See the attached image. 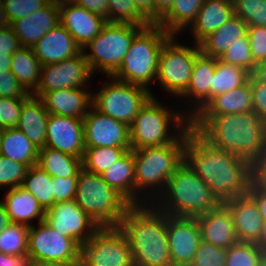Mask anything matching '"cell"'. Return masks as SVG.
Wrapping results in <instances>:
<instances>
[{"label":"cell","instance_id":"obj_1","mask_svg":"<svg viewBox=\"0 0 266 266\" xmlns=\"http://www.w3.org/2000/svg\"><path fill=\"white\" fill-rule=\"evenodd\" d=\"M184 161L221 203L247 194L253 182L249 161L212 146L191 127L187 129Z\"/></svg>","mask_w":266,"mask_h":266},{"label":"cell","instance_id":"obj_2","mask_svg":"<svg viewBox=\"0 0 266 266\" xmlns=\"http://www.w3.org/2000/svg\"><path fill=\"white\" fill-rule=\"evenodd\" d=\"M190 127L212 146L238 155L253 166L266 153V123L254 111L194 115Z\"/></svg>","mask_w":266,"mask_h":266},{"label":"cell","instance_id":"obj_3","mask_svg":"<svg viewBox=\"0 0 266 266\" xmlns=\"http://www.w3.org/2000/svg\"><path fill=\"white\" fill-rule=\"evenodd\" d=\"M117 228L130 245L135 266H172L167 214L152 203L132 205L121 216Z\"/></svg>","mask_w":266,"mask_h":266},{"label":"cell","instance_id":"obj_4","mask_svg":"<svg viewBox=\"0 0 266 266\" xmlns=\"http://www.w3.org/2000/svg\"><path fill=\"white\" fill-rule=\"evenodd\" d=\"M155 200L152 204L165 214L189 218L208 213L221 204L185 161L168 179L164 191Z\"/></svg>","mask_w":266,"mask_h":266},{"label":"cell","instance_id":"obj_5","mask_svg":"<svg viewBox=\"0 0 266 266\" xmlns=\"http://www.w3.org/2000/svg\"><path fill=\"white\" fill-rule=\"evenodd\" d=\"M186 139L187 130L182 133L174 143L158 147H145L139 150H133L135 163V205L150 203L152 202V198H154L153 201L155 198H158L157 192H159L160 195L164 191L168 179L184 161ZM159 188L161 190H159ZM148 189V193L150 190L155 193H152L154 197L152 194L150 195L152 197L151 199L150 196L146 199L144 195L142 198V194L141 198L137 196L140 192H142L140 190L147 192Z\"/></svg>","mask_w":266,"mask_h":266},{"label":"cell","instance_id":"obj_6","mask_svg":"<svg viewBox=\"0 0 266 266\" xmlns=\"http://www.w3.org/2000/svg\"><path fill=\"white\" fill-rule=\"evenodd\" d=\"M171 36L157 24L144 27L134 37L122 64L111 77L148 89V84L157 80L162 46Z\"/></svg>","mask_w":266,"mask_h":266},{"label":"cell","instance_id":"obj_7","mask_svg":"<svg viewBox=\"0 0 266 266\" xmlns=\"http://www.w3.org/2000/svg\"><path fill=\"white\" fill-rule=\"evenodd\" d=\"M176 113V114H175ZM172 112L151 97L136 115L129 126V140L132 150L145 147H158L174 143L190 127V119L184 113ZM174 124H173V123ZM170 123L176 127L177 134L168 132Z\"/></svg>","mask_w":266,"mask_h":266},{"label":"cell","instance_id":"obj_8","mask_svg":"<svg viewBox=\"0 0 266 266\" xmlns=\"http://www.w3.org/2000/svg\"><path fill=\"white\" fill-rule=\"evenodd\" d=\"M75 202L100 227H115L132 204L101 175L81 169Z\"/></svg>","mask_w":266,"mask_h":266},{"label":"cell","instance_id":"obj_9","mask_svg":"<svg viewBox=\"0 0 266 266\" xmlns=\"http://www.w3.org/2000/svg\"><path fill=\"white\" fill-rule=\"evenodd\" d=\"M147 26L107 22L83 49L90 70L111 76L119 69L134 37ZM90 48V53L85 52Z\"/></svg>","mask_w":266,"mask_h":266},{"label":"cell","instance_id":"obj_10","mask_svg":"<svg viewBox=\"0 0 266 266\" xmlns=\"http://www.w3.org/2000/svg\"><path fill=\"white\" fill-rule=\"evenodd\" d=\"M93 94V107L100 113L130 126L145 103L153 97L150 89L112 77Z\"/></svg>","mask_w":266,"mask_h":266},{"label":"cell","instance_id":"obj_11","mask_svg":"<svg viewBox=\"0 0 266 266\" xmlns=\"http://www.w3.org/2000/svg\"><path fill=\"white\" fill-rule=\"evenodd\" d=\"M78 266H135L130 245L115 227H100L79 245Z\"/></svg>","mask_w":266,"mask_h":266},{"label":"cell","instance_id":"obj_12","mask_svg":"<svg viewBox=\"0 0 266 266\" xmlns=\"http://www.w3.org/2000/svg\"><path fill=\"white\" fill-rule=\"evenodd\" d=\"M174 40L172 35L162 46L156 79L166 92L179 97L188 89L200 48L196 43L192 48Z\"/></svg>","mask_w":266,"mask_h":266},{"label":"cell","instance_id":"obj_13","mask_svg":"<svg viewBox=\"0 0 266 266\" xmlns=\"http://www.w3.org/2000/svg\"><path fill=\"white\" fill-rule=\"evenodd\" d=\"M28 230L27 252L32 259L78 266L79 245L70 237L60 235L45 220Z\"/></svg>","mask_w":266,"mask_h":266},{"label":"cell","instance_id":"obj_14","mask_svg":"<svg viewBox=\"0 0 266 266\" xmlns=\"http://www.w3.org/2000/svg\"><path fill=\"white\" fill-rule=\"evenodd\" d=\"M91 76L93 73L81 51L72 58L43 65L38 87L31 95L40 98L44 93L53 90L85 87Z\"/></svg>","mask_w":266,"mask_h":266},{"label":"cell","instance_id":"obj_15","mask_svg":"<svg viewBox=\"0 0 266 266\" xmlns=\"http://www.w3.org/2000/svg\"><path fill=\"white\" fill-rule=\"evenodd\" d=\"M60 235L72 238L78 245L87 242L100 226L75 202H56L45 212L44 219Z\"/></svg>","mask_w":266,"mask_h":266},{"label":"cell","instance_id":"obj_16","mask_svg":"<svg viewBox=\"0 0 266 266\" xmlns=\"http://www.w3.org/2000/svg\"><path fill=\"white\" fill-rule=\"evenodd\" d=\"M167 239L172 266H190L202 241L197 219L167 215Z\"/></svg>","mask_w":266,"mask_h":266},{"label":"cell","instance_id":"obj_17","mask_svg":"<svg viewBox=\"0 0 266 266\" xmlns=\"http://www.w3.org/2000/svg\"><path fill=\"white\" fill-rule=\"evenodd\" d=\"M83 123L85 147H131L129 126L100 113L93 106Z\"/></svg>","mask_w":266,"mask_h":266},{"label":"cell","instance_id":"obj_18","mask_svg":"<svg viewBox=\"0 0 266 266\" xmlns=\"http://www.w3.org/2000/svg\"><path fill=\"white\" fill-rule=\"evenodd\" d=\"M45 147L83 158L85 152L83 119L49 114Z\"/></svg>","mask_w":266,"mask_h":266},{"label":"cell","instance_id":"obj_19","mask_svg":"<svg viewBox=\"0 0 266 266\" xmlns=\"http://www.w3.org/2000/svg\"><path fill=\"white\" fill-rule=\"evenodd\" d=\"M60 23L83 49L107 23L106 19L94 14L74 2L59 3Z\"/></svg>","mask_w":266,"mask_h":266},{"label":"cell","instance_id":"obj_20","mask_svg":"<svg viewBox=\"0 0 266 266\" xmlns=\"http://www.w3.org/2000/svg\"><path fill=\"white\" fill-rule=\"evenodd\" d=\"M59 23V2L50 1L42 9L13 21L10 26L18 37L21 47L32 48Z\"/></svg>","mask_w":266,"mask_h":266},{"label":"cell","instance_id":"obj_21","mask_svg":"<svg viewBox=\"0 0 266 266\" xmlns=\"http://www.w3.org/2000/svg\"><path fill=\"white\" fill-rule=\"evenodd\" d=\"M228 208L239 242H257L261 237L264 220L255 201L248 195L223 202Z\"/></svg>","mask_w":266,"mask_h":266},{"label":"cell","instance_id":"obj_22","mask_svg":"<svg viewBox=\"0 0 266 266\" xmlns=\"http://www.w3.org/2000/svg\"><path fill=\"white\" fill-rule=\"evenodd\" d=\"M39 99L49 114L79 119H83L93 105V94L83 90V87L53 90Z\"/></svg>","mask_w":266,"mask_h":266},{"label":"cell","instance_id":"obj_23","mask_svg":"<svg viewBox=\"0 0 266 266\" xmlns=\"http://www.w3.org/2000/svg\"><path fill=\"white\" fill-rule=\"evenodd\" d=\"M202 241L227 250L238 243L232 216L221 203L217 208L196 217Z\"/></svg>","mask_w":266,"mask_h":266},{"label":"cell","instance_id":"obj_24","mask_svg":"<svg viewBox=\"0 0 266 266\" xmlns=\"http://www.w3.org/2000/svg\"><path fill=\"white\" fill-rule=\"evenodd\" d=\"M32 50L43 66L77 56L82 51V48L76 43L66 28L59 23L47 32L32 47Z\"/></svg>","mask_w":266,"mask_h":266},{"label":"cell","instance_id":"obj_25","mask_svg":"<svg viewBox=\"0 0 266 266\" xmlns=\"http://www.w3.org/2000/svg\"><path fill=\"white\" fill-rule=\"evenodd\" d=\"M216 68V57L202 53L196 55L195 65L187 91L182 95L185 98H192L193 110H188L186 116L191 119L211 99V86ZM187 96V97H186ZM195 101V102H194ZM197 103V104H196Z\"/></svg>","mask_w":266,"mask_h":266},{"label":"cell","instance_id":"obj_26","mask_svg":"<svg viewBox=\"0 0 266 266\" xmlns=\"http://www.w3.org/2000/svg\"><path fill=\"white\" fill-rule=\"evenodd\" d=\"M235 16L233 0H205L191 24L194 42L198 44L208 34L222 27Z\"/></svg>","mask_w":266,"mask_h":266},{"label":"cell","instance_id":"obj_27","mask_svg":"<svg viewBox=\"0 0 266 266\" xmlns=\"http://www.w3.org/2000/svg\"><path fill=\"white\" fill-rule=\"evenodd\" d=\"M253 111L251 75L240 87L212 97L196 115L236 114Z\"/></svg>","mask_w":266,"mask_h":266},{"label":"cell","instance_id":"obj_28","mask_svg":"<svg viewBox=\"0 0 266 266\" xmlns=\"http://www.w3.org/2000/svg\"><path fill=\"white\" fill-rule=\"evenodd\" d=\"M4 204L11 223L25 224L31 226L33 219L38 222L44 221L45 210L38 200L26 189L18 186L6 192ZM30 221V222H29Z\"/></svg>","mask_w":266,"mask_h":266},{"label":"cell","instance_id":"obj_29","mask_svg":"<svg viewBox=\"0 0 266 266\" xmlns=\"http://www.w3.org/2000/svg\"><path fill=\"white\" fill-rule=\"evenodd\" d=\"M49 113L43 102L30 96L21 109V115L16 126L38 148L45 147L47 121Z\"/></svg>","mask_w":266,"mask_h":266},{"label":"cell","instance_id":"obj_30","mask_svg":"<svg viewBox=\"0 0 266 266\" xmlns=\"http://www.w3.org/2000/svg\"><path fill=\"white\" fill-rule=\"evenodd\" d=\"M247 28L248 25L240 17L234 16L198 43L200 51L220 58L233 42L247 34Z\"/></svg>","mask_w":266,"mask_h":266},{"label":"cell","instance_id":"obj_31","mask_svg":"<svg viewBox=\"0 0 266 266\" xmlns=\"http://www.w3.org/2000/svg\"><path fill=\"white\" fill-rule=\"evenodd\" d=\"M103 180L135 205V163L133 150H128L102 175Z\"/></svg>","mask_w":266,"mask_h":266},{"label":"cell","instance_id":"obj_32","mask_svg":"<svg viewBox=\"0 0 266 266\" xmlns=\"http://www.w3.org/2000/svg\"><path fill=\"white\" fill-rule=\"evenodd\" d=\"M37 165L52 177L60 178L78 177L83 168L82 158L48 147L39 149Z\"/></svg>","mask_w":266,"mask_h":266},{"label":"cell","instance_id":"obj_33","mask_svg":"<svg viewBox=\"0 0 266 266\" xmlns=\"http://www.w3.org/2000/svg\"><path fill=\"white\" fill-rule=\"evenodd\" d=\"M0 154L28 167L38 163L39 149L17 128L3 132Z\"/></svg>","mask_w":266,"mask_h":266},{"label":"cell","instance_id":"obj_34","mask_svg":"<svg viewBox=\"0 0 266 266\" xmlns=\"http://www.w3.org/2000/svg\"><path fill=\"white\" fill-rule=\"evenodd\" d=\"M11 60V72L32 94L38 87L42 67L32 48L20 47L12 54Z\"/></svg>","mask_w":266,"mask_h":266},{"label":"cell","instance_id":"obj_35","mask_svg":"<svg viewBox=\"0 0 266 266\" xmlns=\"http://www.w3.org/2000/svg\"><path fill=\"white\" fill-rule=\"evenodd\" d=\"M204 1L175 0L170 10L159 20L157 25L170 35L178 34L194 22Z\"/></svg>","mask_w":266,"mask_h":266},{"label":"cell","instance_id":"obj_36","mask_svg":"<svg viewBox=\"0 0 266 266\" xmlns=\"http://www.w3.org/2000/svg\"><path fill=\"white\" fill-rule=\"evenodd\" d=\"M52 176L37 164L30 166L21 187L29 191L46 211L54 205Z\"/></svg>","mask_w":266,"mask_h":266},{"label":"cell","instance_id":"obj_37","mask_svg":"<svg viewBox=\"0 0 266 266\" xmlns=\"http://www.w3.org/2000/svg\"><path fill=\"white\" fill-rule=\"evenodd\" d=\"M250 73L244 68L227 64L216 58V68L211 86V98L245 84Z\"/></svg>","mask_w":266,"mask_h":266},{"label":"cell","instance_id":"obj_38","mask_svg":"<svg viewBox=\"0 0 266 266\" xmlns=\"http://www.w3.org/2000/svg\"><path fill=\"white\" fill-rule=\"evenodd\" d=\"M130 149L131 147H85L83 169L102 175Z\"/></svg>","mask_w":266,"mask_h":266},{"label":"cell","instance_id":"obj_39","mask_svg":"<svg viewBox=\"0 0 266 266\" xmlns=\"http://www.w3.org/2000/svg\"><path fill=\"white\" fill-rule=\"evenodd\" d=\"M29 226L10 223L0 232V252L8 255L27 253Z\"/></svg>","mask_w":266,"mask_h":266},{"label":"cell","instance_id":"obj_40","mask_svg":"<svg viewBox=\"0 0 266 266\" xmlns=\"http://www.w3.org/2000/svg\"><path fill=\"white\" fill-rule=\"evenodd\" d=\"M108 22L141 26L151 25L137 10L133 0H108Z\"/></svg>","mask_w":266,"mask_h":266},{"label":"cell","instance_id":"obj_41","mask_svg":"<svg viewBox=\"0 0 266 266\" xmlns=\"http://www.w3.org/2000/svg\"><path fill=\"white\" fill-rule=\"evenodd\" d=\"M262 253L255 242H238L226 250L225 266H258Z\"/></svg>","mask_w":266,"mask_h":266},{"label":"cell","instance_id":"obj_42","mask_svg":"<svg viewBox=\"0 0 266 266\" xmlns=\"http://www.w3.org/2000/svg\"><path fill=\"white\" fill-rule=\"evenodd\" d=\"M219 59L224 63L244 68L250 74L257 66L252 57L250 42L247 34L233 42Z\"/></svg>","mask_w":266,"mask_h":266},{"label":"cell","instance_id":"obj_43","mask_svg":"<svg viewBox=\"0 0 266 266\" xmlns=\"http://www.w3.org/2000/svg\"><path fill=\"white\" fill-rule=\"evenodd\" d=\"M235 16L248 26L266 27V0H233Z\"/></svg>","mask_w":266,"mask_h":266},{"label":"cell","instance_id":"obj_44","mask_svg":"<svg viewBox=\"0 0 266 266\" xmlns=\"http://www.w3.org/2000/svg\"><path fill=\"white\" fill-rule=\"evenodd\" d=\"M28 168L26 164L13 161L0 154V187L9 186L13 189L21 186Z\"/></svg>","mask_w":266,"mask_h":266},{"label":"cell","instance_id":"obj_45","mask_svg":"<svg viewBox=\"0 0 266 266\" xmlns=\"http://www.w3.org/2000/svg\"><path fill=\"white\" fill-rule=\"evenodd\" d=\"M49 0H3L5 14L9 24L45 7Z\"/></svg>","mask_w":266,"mask_h":266},{"label":"cell","instance_id":"obj_46","mask_svg":"<svg viewBox=\"0 0 266 266\" xmlns=\"http://www.w3.org/2000/svg\"><path fill=\"white\" fill-rule=\"evenodd\" d=\"M29 97H0V126L4 129L16 128L23 103Z\"/></svg>","mask_w":266,"mask_h":266},{"label":"cell","instance_id":"obj_47","mask_svg":"<svg viewBox=\"0 0 266 266\" xmlns=\"http://www.w3.org/2000/svg\"><path fill=\"white\" fill-rule=\"evenodd\" d=\"M225 260V249L201 241L190 266H225Z\"/></svg>","mask_w":266,"mask_h":266},{"label":"cell","instance_id":"obj_48","mask_svg":"<svg viewBox=\"0 0 266 266\" xmlns=\"http://www.w3.org/2000/svg\"><path fill=\"white\" fill-rule=\"evenodd\" d=\"M247 36L255 63L266 62V27L248 26Z\"/></svg>","mask_w":266,"mask_h":266},{"label":"cell","instance_id":"obj_49","mask_svg":"<svg viewBox=\"0 0 266 266\" xmlns=\"http://www.w3.org/2000/svg\"><path fill=\"white\" fill-rule=\"evenodd\" d=\"M31 94L17 80L11 71L0 70V97H30Z\"/></svg>","mask_w":266,"mask_h":266},{"label":"cell","instance_id":"obj_50","mask_svg":"<svg viewBox=\"0 0 266 266\" xmlns=\"http://www.w3.org/2000/svg\"><path fill=\"white\" fill-rule=\"evenodd\" d=\"M54 204L75 199L78 177H52Z\"/></svg>","mask_w":266,"mask_h":266},{"label":"cell","instance_id":"obj_51","mask_svg":"<svg viewBox=\"0 0 266 266\" xmlns=\"http://www.w3.org/2000/svg\"><path fill=\"white\" fill-rule=\"evenodd\" d=\"M253 111L266 123V85L251 76Z\"/></svg>","mask_w":266,"mask_h":266},{"label":"cell","instance_id":"obj_52","mask_svg":"<svg viewBox=\"0 0 266 266\" xmlns=\"http://www.w3.org/2000/svg\"><path fill=\"white\" fill-rule=\"evenodd\" d=\"M20 47L18 37L10 25L0 28V54H13Z\"/></svg>","mask_w":266,"mask_h":266},{"label":"cell","instance_id":"obj_53","mask_svg":"<svg viewBox=\"0 0 266 266\" xmlns=\"http://www.w3.org/2000/svg\"><path fill=\"white\" fill-rule=\"evenodd\" d=\"M73 2L94 14L102 16L108 22V0H74Z\"/></svg>","mask_w":266,"mask_h":266},{"label":"cell","instance_id":"obj_54","mask_svg":"<svg viewBox=\"0 0 266 266\" xmlns=\"http://www.w3.org/2000/svg\"><path fill=\"white\" fill-rule=\"evenodd\" d=\"M247 194L255 201L262 219L266 222V191L253 181Z\"/></svg>","mask_w":266,"mask_h":266},{"label":"cell","instance_id":"obj_55","mask_svg":"<svg viewBox=\"0 0 266 266\" xmlns=\"http://www.w3.org/2000/svg\"><path fill=\"white\" fill-rule=\"evenodd\" d=\"M31 260L28 252L22 255H8L0 252V266H29Z\"/></svg>","mask_w":266,"mask_h":266},{"label":"cell","instance_id":"obj_56","mask_svg":"<svg viewBox=\"0 0 266 266\" xmlns=\"http://www.w3.org/2000/svg\"><path fill=\"white\" fill-rule=\"evenodd\" d=\"M253 181L264 191H266V153L253 166Z\"/></svg>","mask_w":266,"mask_h":266},{"label":"cell","instance_id":"obj_57","mask_svg":"<svg viewBox=\"0 0 266 266\" xmlns=\"http://www.w3.org/2000/svg\"><path fill=\"white\" fill-rule=\"evenodd\" d=\"M137 10L151 23L154 24L153 0H133Z\"/></svg>","mask_w":266,"mask_h":266},{"label":"cell","instance_id":"obj_58","mask_svg":"<svg viewBox=\"0 0 266 266\" xmlns=\"http://www.w3.org/2000/svg\"><path fill=\"white\" fill-rule=\"evenodd\" d=\"M175 0H153L154 4V24L170 10Z\"/></svg>","mask_w":266,"mask_h":266},{"label":"cell","instance_id":"obj_59","mask_svg":"<svg viewBox=\"0 0 266 266\" xmlns=\"http://www.w3.org/2000/svg\"><path fill=\"white\" fill-rule=\"evenodd\" d=\"M251 76L260 83L266 85V62L257 64Z\"/></svg>","mask_w":266,"mask_h":266},{"label":"cell","instance_id":"obj_60","mask_svg":"<svg viewBox=\"0 0 266 266\" xmlns=\"http://www.w3.org/2000/svg\"><path fill=\"white\" fill-rule=\"evenodd\" d=\"M10 223L11 222L4 204L0 201V232L4 230Z\"/></svg>","mask_w":266,"mask_h":266},{"label":"cell","instance_id":"obj_61","mask_svg":"<svg viewBox=\"0 0 266 266\" xmlns=\"http://www.w3.org/2000/svg\"><path fill=\"white\" fill-rule=\"evenodd\" d=\"M12 54H0V70L11 71Z\"/></svg>","mask_w":266,"mask_h":266},{"label":"cell","instance_id":"obj_62","mask_svg":"<svg viewBox=\"0 0 266 266\" xmlns=\"http://www.w3.org/2000/svg\"><path fill=\"white\" fill-rule=\"evenodd\" d=\"M29 266H70V265H64L53 261L32 259Z\"/></svg>","mask_w":266,"mask_h":266},{"label":"cell","instance_id":"obj_63","mask_svg":"<svg viewBox=\"0 0 266 266\" xmlns=\"http://www.w3.org/2000/svg\"><path fill=\"white\" fill-rule=\"evenodd\" d=\"M256 243L263 250V252H266V222L263 224L261 237Z\"/></svg>","mask_w":266,"mask_h":266},{"label":"cell","instance_id":"obj_64","mask_svg":"<svg viewBox=\"0 0 266 266\" xmlns=\"http://www.w3.org/2000/svg\"><path fill=\"white\" fill-rule=\"evenodd\" d=\"M9 24L6 14H5V10H4V6H3V0H0V28H5L7 27Z\"/></svg>","mask_w":266,"mask_h":266},{"label":"cell","instance_id":"obj_65","mask_svg":"<svg viewBox=\"0 0 266 266\" xmlns=\"http://www.w3.org/2000/svg\"><path fill=\"white\" fill-rule=\"evenodd\" d=\"M258 266H266V252H263Z\"/></svg>","mask_w":266,"mask_h":266},{"label":"cell","instance_id":"obj_66","mask_svg":"<svg viewBox=\"0 0 266 266\" xmlns=\"http://www.w3.org/2000/svg\"><path fill=\"white\" fill-rule=\"evenodd\" d=\"M4 130L5 129L0 126V150H1V143H2V138H3V132H4Z\"/></svg>","mask_w":266,"mask_h":266},{"label":"cell","instance_id":"obj_67","mask_svg":"<svg viewBox=\"0 0 266 266\" xmlns=\"http://www.w3.org/2000/svg\"><path fill=\"white\" fill-rule=\"evenodd\" d=\"M74 0H62V2H73Z\"/></svg>","mask_w":266,"mask_h":266},{"label":"cell","instance_id":"obj_68","mask_svg":"<svg viewBox=\"0 0 266 266\" xmlns=\"http://www.w3.org/2000/svg\"><path fill=\"white\" fill-rule=\"evenodd\" d=\"M49 1H55V2H59V3L62 2V0H49Z\"/></svg>","mask_w":266,"mask_h":266}]
</instances>
